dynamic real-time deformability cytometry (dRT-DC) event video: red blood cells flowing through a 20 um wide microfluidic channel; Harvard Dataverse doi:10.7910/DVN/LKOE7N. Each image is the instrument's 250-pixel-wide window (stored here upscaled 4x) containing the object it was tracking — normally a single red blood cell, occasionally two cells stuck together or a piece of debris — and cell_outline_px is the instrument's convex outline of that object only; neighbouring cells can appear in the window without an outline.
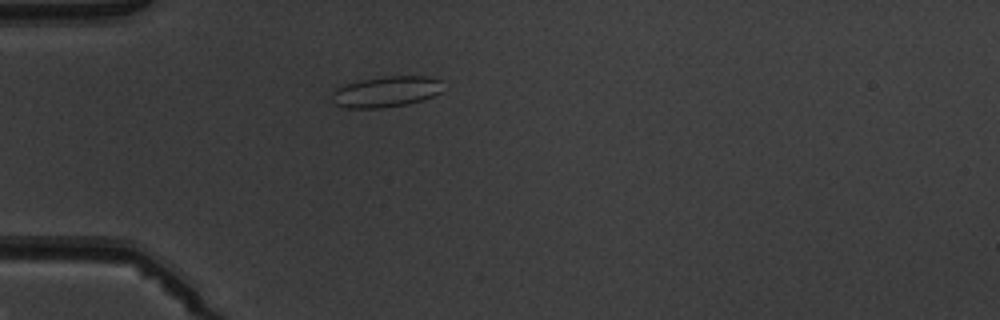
{"species": "common noctule bat (a hibernating species)", "species_latin": "Nyctalus noctula", "temperature_condition": "warm", "stored_images_in_passage": 4, "camera_frame_rate_fps": 3000, "um_per_image_px": 0.085, "animal": {"sex": "male", "body_mass_g": 19.5, "forearm_length_mm": 54.6}, "frame": {"image": 1, "passage_image": 4, "time_ms": 3.667, "image_size_px": [1000, 320], "cell_outline_px": [[440, 92], [424, 100], [408, 104], [380, 108], [348, 108], [336, 104], [328, 96], [336, 88], [344, 84], [360, 80], [384, 76], [432, 76], [440, 80]], "centroid_in_image_um": [32.77, 7.79], "position_along_channel_um": 52.2, "area_um2": 20.11}}